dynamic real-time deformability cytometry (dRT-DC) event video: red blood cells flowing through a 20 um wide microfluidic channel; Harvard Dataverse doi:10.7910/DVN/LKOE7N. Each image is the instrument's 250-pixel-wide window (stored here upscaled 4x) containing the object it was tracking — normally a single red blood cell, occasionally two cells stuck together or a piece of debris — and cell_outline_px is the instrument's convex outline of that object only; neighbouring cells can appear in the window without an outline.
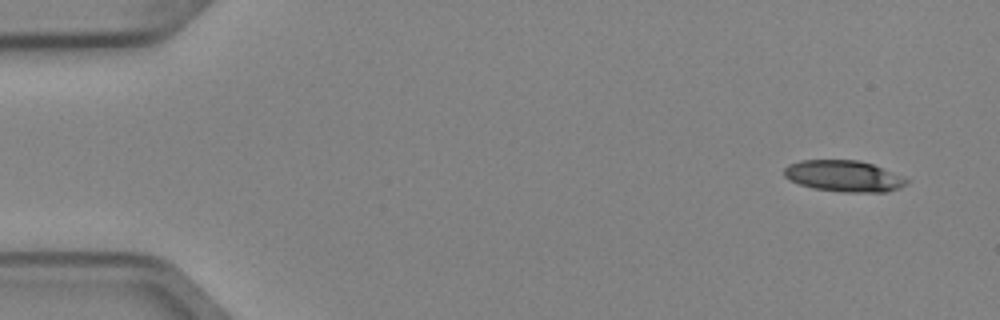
{"species": "Egyptian fruit bat (a non-hibernating species)", "species_latin": "Rousettus aegyptiacus", "temperature_condition": "cold", "stored_images_in_passage": 6, "camera_frame_rate_fps": 3000, "um_per_image_px": 0.085, "animal": {"sex": "female"}, "frame": {"image": 1, "passage_image": 1, "time_ms": 0.0, "image_size_px": [1000, 320], "cell_outline_px": [[908, 184], [900, 188], [884, 192], [844, 192], [812, 188], [788, 180], [784, 176], [784, 168], [788, 164], [800, 160], [856, 160], [872, 164], [908, 180]], "centroid_in_image_um": [71.66, 14.97], "position_along_channel_um": 13.3, "area_um2": 22.14}}
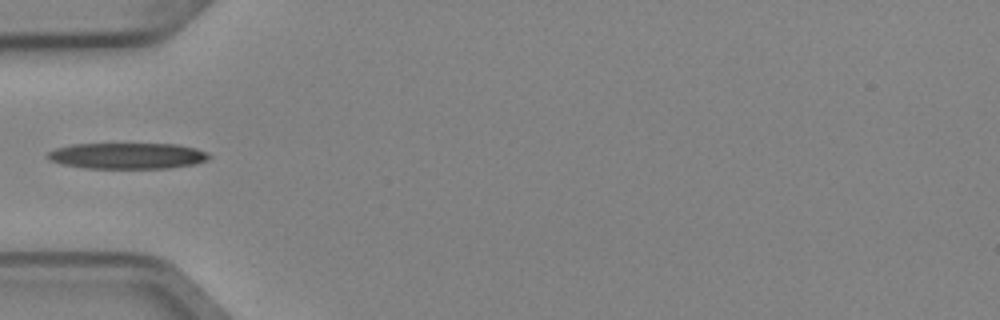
{"frame": {"image": 2, "passage_image": 5, "time_ms": 1.333, "image_size_px": [1000, 320], "cell_outline_px": [[212, 156], [208, 160], [196, 164], [168, 168], [84, 168], [60, 164], [44, 156], [48, 152], [56, 148], [72, 144], [176, 144], [196, 148]], "centroid_in_image_um": [10.82, 13.25], "position_along_channel_um": 74.2, "area_um2": 24.57}}
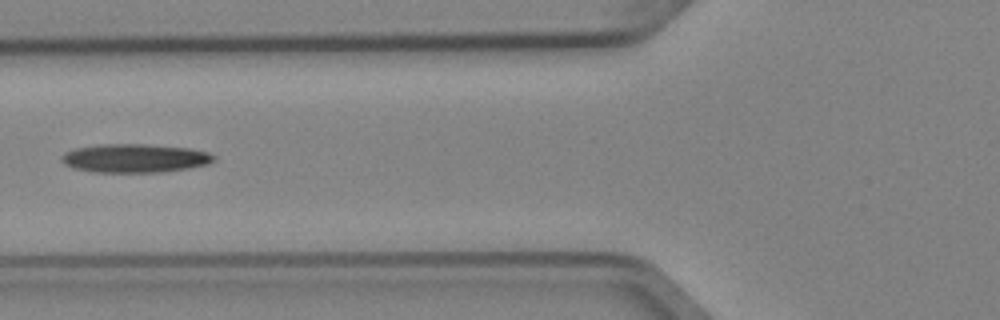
{"frame": {"image": 3, "passage_image": 6, "time_ms": 1.667, "image_size_px": [1000, 320], "cell_outline_px": [[216, 160], [208, 164], [188, 168], [160, 172], [92, 172], [72, 168], [64, 164], [60, 160], [60, 156], [64, 152], [76, 148], [100, 144], [144, 144], [188, 148], [208, 152], [216, 156]], "centroid_in_image_um": [11.43, 13.45], "position_along_channel_um": 114.4, "area_um2": 25.55}}